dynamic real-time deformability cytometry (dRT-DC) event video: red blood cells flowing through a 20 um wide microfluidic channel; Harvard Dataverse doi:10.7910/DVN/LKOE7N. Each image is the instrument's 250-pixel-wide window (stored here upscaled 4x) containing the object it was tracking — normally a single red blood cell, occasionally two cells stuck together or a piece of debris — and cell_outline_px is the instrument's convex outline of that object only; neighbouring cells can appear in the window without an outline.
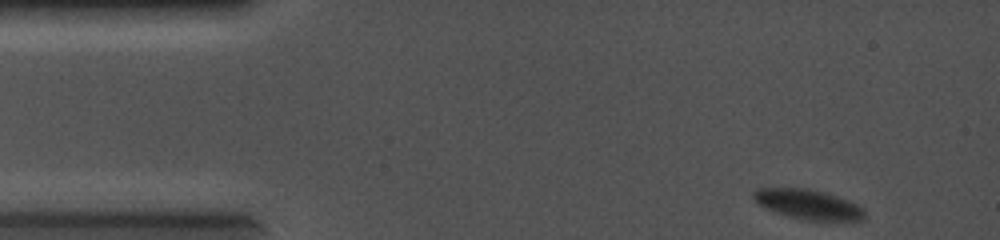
{"species": "common noctule bat (a hibernating species)", "species_latin": "Nyctalus noctula", "temperature_condition": "cold", "stored_images_in_passage": 14, "camera_frame_rate_fps": 5000, "um_per_image_px": 0.085, "animal": {"sex": "female", "body_mass_g": 19.0, "forearm_length_mm": 56.7}, "frame": {"image": 1, "passage_image": 1, "time_ms": 0.0, "image_size_px": [1000, 240], "cell_outline_px": [[864, 220], [804, 220], [788, 216], [764, 208], [752, 196], [752, 192], [756, 188], [808, 188], [824, 192], [848, 200], [864, 208]], "centroid_in_image_um": [68.67, 17.36], "position_along_channel_um": 16.3, "area_um2": 19.19}}